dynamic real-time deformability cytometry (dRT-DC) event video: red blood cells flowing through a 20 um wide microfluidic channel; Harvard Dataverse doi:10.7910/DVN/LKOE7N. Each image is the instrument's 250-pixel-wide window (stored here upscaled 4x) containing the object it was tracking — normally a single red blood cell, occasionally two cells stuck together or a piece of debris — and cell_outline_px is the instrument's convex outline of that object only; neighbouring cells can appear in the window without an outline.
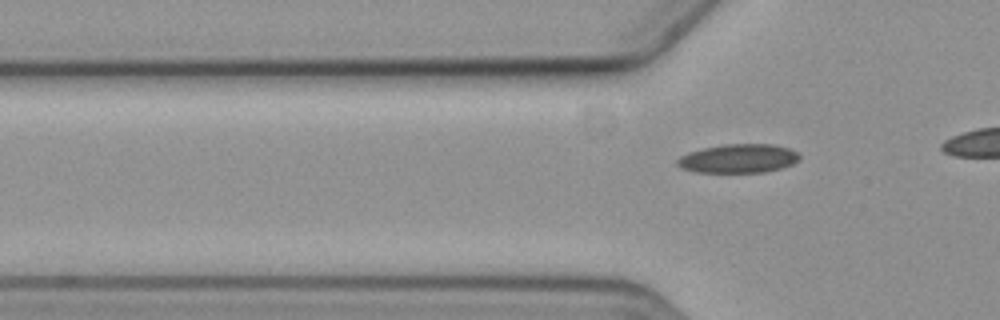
{"species": "common noctule bat (a hibernating species)", "species_latin": "Nyctalus noctula", "temperature_condition": "cold", "stored_images_in_passage": 6, "camera_frame_rate_fps": 3000, "um_per_image_px": 0.085, "animal": {"sex": "female", "body_mass_g": 19.3, "forearm_length_mm": 54.1}, "frame": {"image": 1, "passage_image": 6, "time_ms": 7.0, "image_size_px": [1000, 320], "cell_outline_px": [[800, 160], [792, 164], [780, 168], [764, 172], [696, 172], [680, 168], [676, 164], [676, 160], [680, 156], [688, 152], [704, 148], [724, 144], [776, 144], [788, 148], [796, 152], [800, 156]], "centroid_in_image_um": [62.75, 13.47], "position_along_channel_um": 63.1, "area_um2": 20.58}}